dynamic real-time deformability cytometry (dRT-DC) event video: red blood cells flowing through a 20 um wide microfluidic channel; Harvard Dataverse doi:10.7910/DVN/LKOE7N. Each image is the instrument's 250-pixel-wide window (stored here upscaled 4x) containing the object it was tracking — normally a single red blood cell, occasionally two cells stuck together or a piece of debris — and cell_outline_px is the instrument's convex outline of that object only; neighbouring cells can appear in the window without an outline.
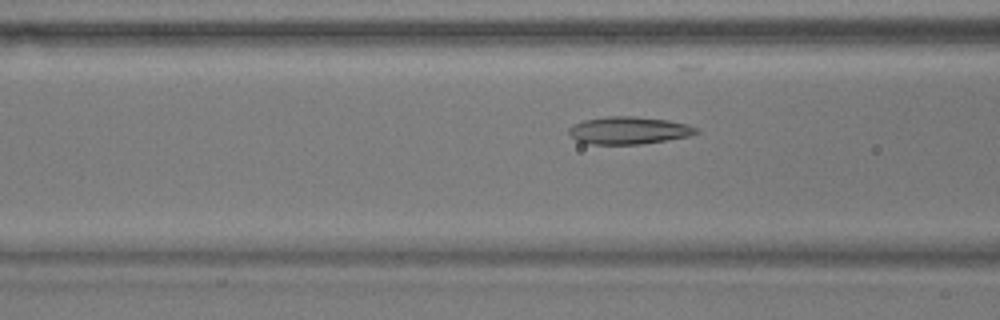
{"species": "common noctule bat (a hibernating species)", "species_latin": "Nyctalus noctula", "temperature_condition": "warm", "stored_images_in_passage": 37, "camera_frame_rate_fps": 3000, "um_per_image_px": 0.085, "animal": {"sex": "male", "body_mass_g": 17.9}, "frame": {"image": 1, "passage_image": 10, "time_ms": 3.0, "image_size_px": [1000, 320], "cell_outline_px": [[700, 132], [688, 136], [668, 140], [640, 144], [592, 144], [576, 140], [568, 132], [568, 128], [584, 120], [604, 116], [636, 116], [668, 120], [688, 124], [700, 128]], "centroid_in_image_um": [53.49, 11.07], "position_along_channel_um": 113.1, "area_um2": 20.46}}
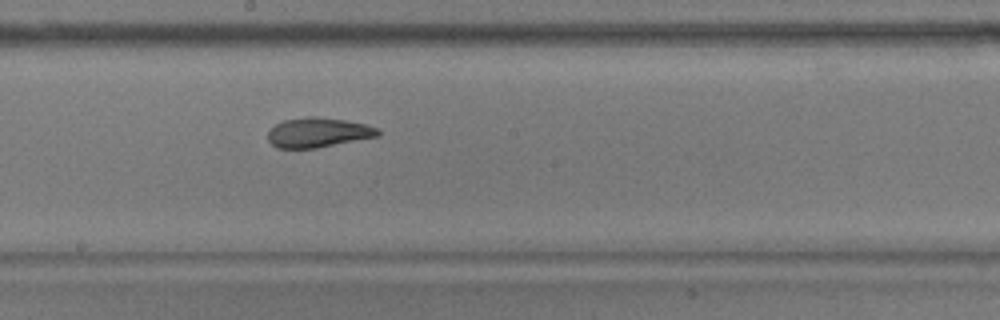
{"frame": {"image": 2, "passage_image": 19, "time_ms": 6.0, "image_size_px": [1000, 320], "cell_outline_px": [[380, 136], [316, 148], [276, 148], [268, 140], [268, 132], [276, 124], [284, 120], [304, 116], [320, 116], [344, 120], [364, 124], [376, 128], [380, 132]], "centroid_in_image_um": [27.02, 11.26], "position_along_channel_um": 221.2, "area_um2": 19.07}}
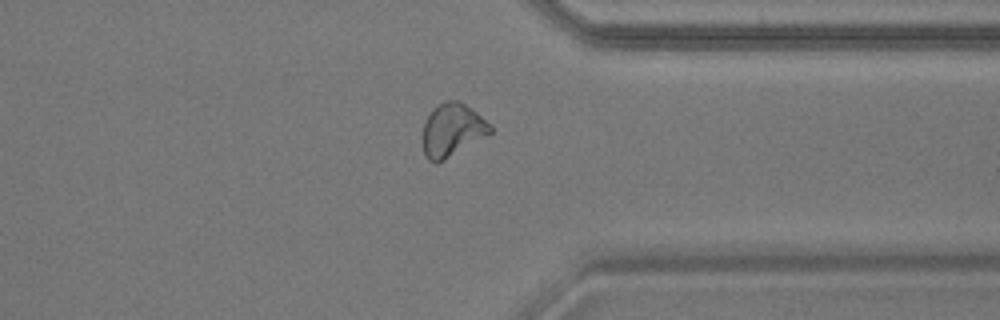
{"frame": {"image": 3, "passage_image": 32, "time_ms": 10.333, "image_size_px": [1000, 320], "cell_outline_px": [[492, 132], [444, 160], [436, 164], [428, 160], [424, 156], [424, 124], [432, 108], [436, 104], [444, 100], [460, 100], [472, 108], [492, 124]], "centroid_in_image_um": [38.45, 11.02], "position_along_channel_um": 373.0, "area_um2": 20.92}, "authors_computed_cell_mechanics": {"area_um2": 19.8254, "velocity_mm_per_s": 3.6011, "shape_relaxation_time_tau1_ms": 7.7302, "shape_relaxation_time_tau2_ms": 2.1228, "deformation_change_tau1": 0.1742, "deformation_change_tau2": 0.0881}}